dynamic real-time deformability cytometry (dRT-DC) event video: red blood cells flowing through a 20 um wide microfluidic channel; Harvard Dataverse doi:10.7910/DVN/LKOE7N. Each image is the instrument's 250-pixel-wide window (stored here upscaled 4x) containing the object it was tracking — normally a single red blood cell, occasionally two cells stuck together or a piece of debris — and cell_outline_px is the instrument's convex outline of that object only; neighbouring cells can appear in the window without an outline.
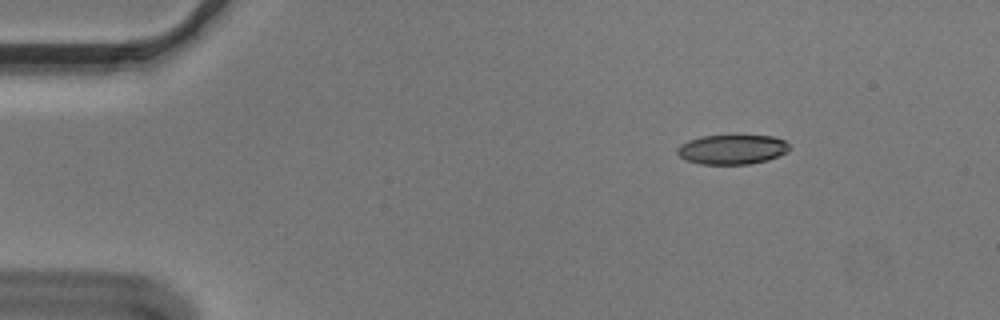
{"species": "Egyptian fruit bat (a non-hibernating species)", "species_latin": "Rousettus aegyptiacus", "temperature_condition": "cold", "stored_images_in_passage": 56, "camera_frame_rate_fps": 3000, "um_per_image_px": 0.085, "animal": {"sex": "male"}, "frame": {"image": 1, "passage_image": 8, "time_ms": 2.333, "image_size_px": [1000, 320], "cell_outline_px": [[788, 152], [768, 160], [748, 164], [700, 164], [688, 160], [680, 156], [676, 152], [676, 148], [680, 144], [688, 140], [700, 136], [772, 136], [784, 140], [788, 144]], "centroid_in_image_um": [62.21, 12.7], "position_along_channel_um": 22.8, "area_um2": 19.25}}
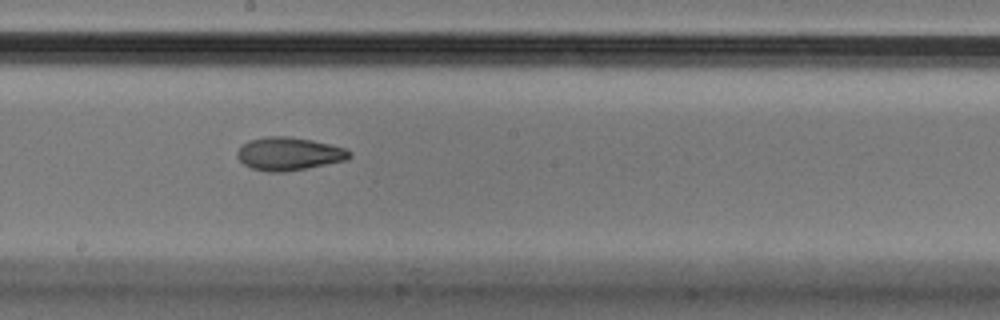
{"frame": {"image": 2, "passage_image": 31, "time_ms": 10.0, "image_size_px": [1000, 320], "cell_outline_px": [[352, 156], [348, 160], [308, 168], [284, 172], [268, 172], [252, 168], [244, 164], [236, 156], [236, 152], [248, 140], [268, 136], [288, 136], [312, 140], [344, 148], [352, 152]], "centroid_in_image_um": [24.57, 13.08], "position_along_channel_um": 223.6, "area_um2": 21.68}}
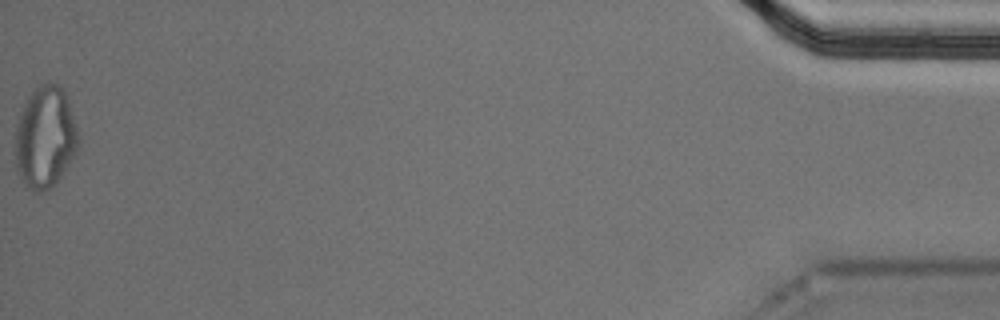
{"frame": {"image": 3, "passage_image": 56, "time_ms": 18.333, "image_size_px": [1000, 320], "cell_outline_px": [[80, 148], [60, 176], [48, 188], [40, 192], [36, 192], [24, 184], [16, 172], [16, 124], [24, 104], [28, 96], [40, 84], [48, 80], [56, 84], [64, 92], [68, 100], [76, 124], [80, 140]], "centroid_in_image_um": [3.85, 11.65], "position_along_channel_um": 431.3, "area_um2": 37.4}, "authors_computed_cell_mechanics": {"area_um2": 21.2993, "velocity_mm_per_s": 3.6265, "shape_relaxation_time_tau1_ms": null, "shape_relaxation_time_tau2_ms": 5.839, "deformation_change_tau1": null, "deformation_change_tau2": 0.1265}}